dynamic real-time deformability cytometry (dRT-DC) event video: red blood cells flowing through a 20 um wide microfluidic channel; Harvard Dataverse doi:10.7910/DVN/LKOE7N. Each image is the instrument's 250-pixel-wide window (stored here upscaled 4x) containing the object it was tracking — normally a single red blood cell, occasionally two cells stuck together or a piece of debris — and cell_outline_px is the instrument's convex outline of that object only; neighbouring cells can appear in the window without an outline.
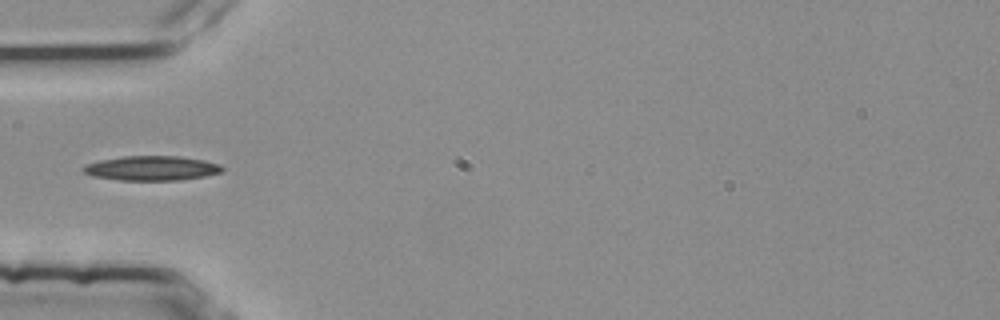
{"species": "common noctule bat (a hibernating species)", "species_latin": "Nyctalus noctula", "temperature_condition": "room temperature", "stored_images_in_passage": 37, "camera_frame_rate_fps": 3000, "um_per_image_px": 0.085, "animal": {"sex": "female", "body_mass_g": 25.1}, "frame": {"image": 1, "passage_image": 1, "time_ms": 0.0, "image_size_px": [1000, 320], "cell_outline_px": [[224, 168], [220, 172], [204, 176], [176, 180], [120, 180], [92, 176], [84, 172], [80, 168], [84, 164], [100, 160], [124, 156], [180, 156], [204, 160], [220, 164]], "centroid_in_image_um": [12.85, 14.29], "position_along_channel_um": 72.2, "area_um2": 19.88}}
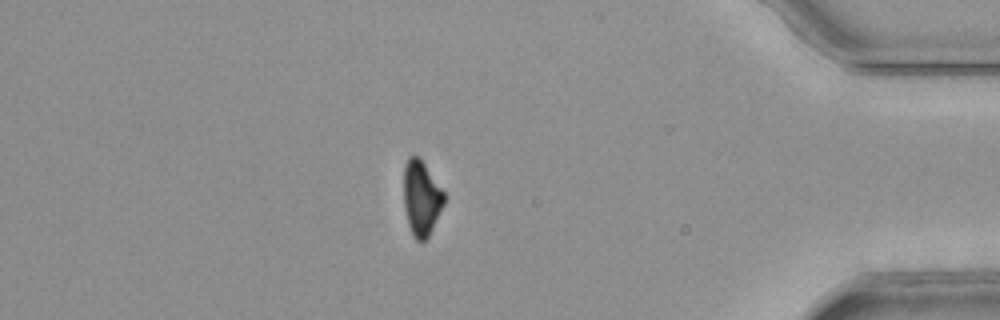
{"frame": {"image": 2, "passage_image": 30, "time_ms": 9.667, "image_size_px": [1000, 320], "cell_outline_px": [[444, 204], [428, 236], [424, 240], [416, 240], [408, 224], [404, 208], [404, 164], [408, 156], [416, 156], [424, 164], [444, 192]], "centroid_in_image_um": [35.79, 16.82], "position_along_channel_um": 399.4, "area_um2": 17.22}}
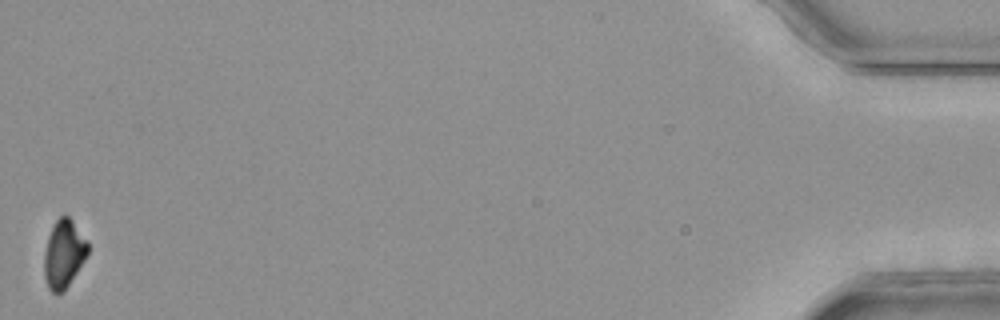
{"frame": {"image": 3, "passage_image": 37, "time_ms": 12.0, "image_size_px": [1000, 320], "cell_outline_px": [[88, 252], [84, 260], [64, 292], [52, 292], [48, 288], [44, 276], [44, 252], [48, 236], [56, 220], [60, 216], [68, 216], [72, 220], [88, 240]], "centroid_in_image_um": [5.42, 21.58], "position_along_channel_um": 429.8, "area_um2": 17.22}}